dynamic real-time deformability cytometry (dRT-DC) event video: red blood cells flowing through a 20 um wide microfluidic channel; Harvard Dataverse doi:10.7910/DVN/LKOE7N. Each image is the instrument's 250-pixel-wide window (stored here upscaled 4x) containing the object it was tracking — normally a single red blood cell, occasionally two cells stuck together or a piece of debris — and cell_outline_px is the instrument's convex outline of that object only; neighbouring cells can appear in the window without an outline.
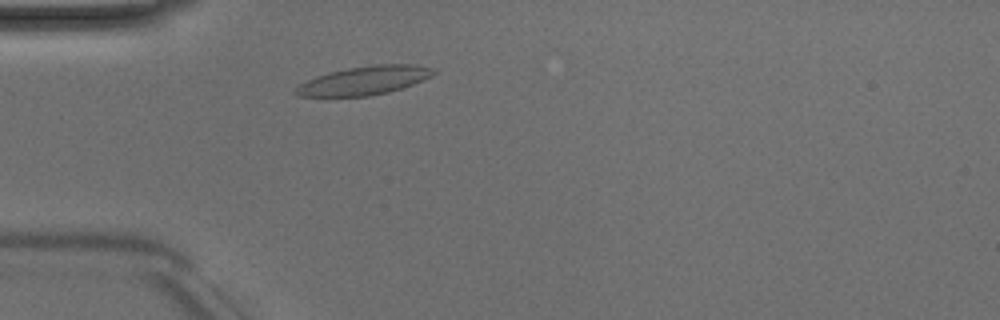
{"species": "Egyptian fruit bat (a non-hibernating species)", "species_latin": "Rousettus aegyptiacus", "temperature_condition": "room temperature", "stored_images_in_passage": 2, "camera_frame_rate_fps": 3000, "um_per_image_px": 0.085, "animal": {"sex": "male"}, "frame": {"image": 1, "passage_image": 2, "time_ms": 1.333, "image_size_px": [1000, 320], "cell_outline_px": [[436, 72], [432, 76], [412, 84], [388, 92], [368, 96], [300, 96], [292, 92], [300, 84], [316, 76], [328, 72], [348, 68], [376, 64], [416, 64], [432, 68]], "centroid_in_image_um": [30.96, 6.83], "position_along_channel_um": 54.0, "area_um2": 22.77}}